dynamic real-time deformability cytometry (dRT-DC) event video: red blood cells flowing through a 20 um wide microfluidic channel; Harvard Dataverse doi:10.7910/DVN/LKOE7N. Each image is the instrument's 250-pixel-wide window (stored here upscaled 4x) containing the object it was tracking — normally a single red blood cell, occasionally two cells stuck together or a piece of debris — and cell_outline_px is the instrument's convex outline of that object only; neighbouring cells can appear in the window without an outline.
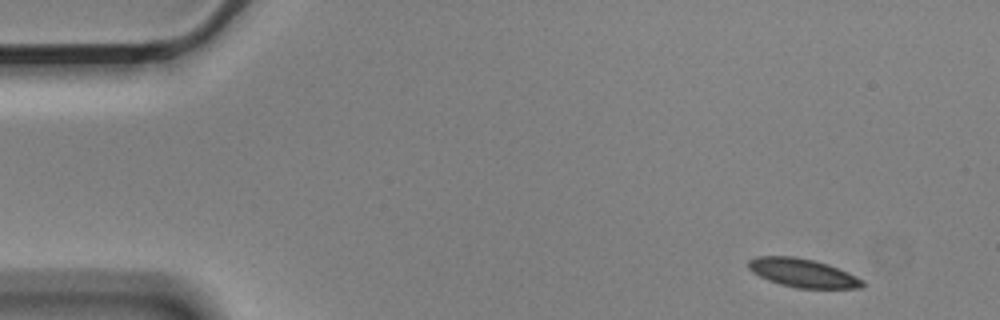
{"species": "Egyptian fruit bat (a non-hibernating species)", "species_latin": "Rousettus aegyptiacus", "temperature_condition": "cold", "stored_images_in_passage": 5, "segment_of_instrument_passage": [1, 2], "camera_frame_rate_fps": 3000, "um_per_image_px": 0.085, "animal": {"sex": "male"}, "frame": {"image": 1, "passage_image": 1, "time_ms": 0.0, "image_size_px": [1000, 320], "cell_outline_px": [[864, 284], [860, 288], [796, 288], [780, 284], [768, 280], [752, 272], [748, 268], [748, 260], [756, 256], [792, 256], [812, 260], [828, 264], [856, 276], [864, 280]], "centroid_in_image_um": [68.21, 23.2], "position_along_channel_um": 16.8, "area_um2": 18.9}}
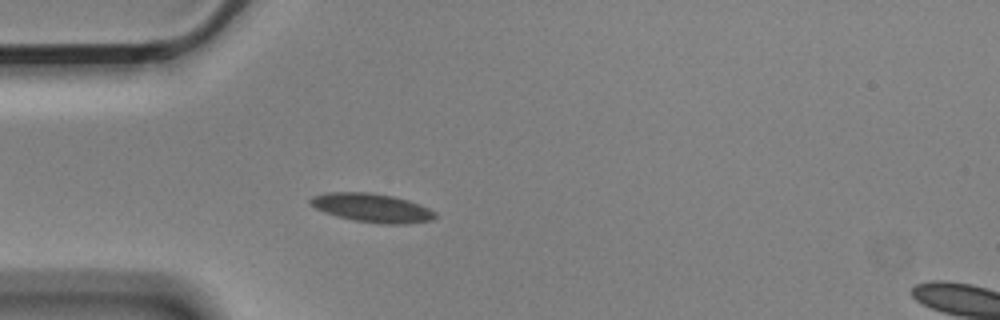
{"frame": {"image": 2, "passage_image": 4, "time_ms": 1.0, "image_size_px": [1000, 320], "cell_outline_px": [[436, 216], [432, 220], [404, 224], [380, 224], [352, 220], [336, 216], [324, 212], [308, 204], [308, 200], [312, 196], [328, 192], [368, 192], [392, 196], [408, 200], [420, 204], [436, 212]], "centroid_in_image_um": [31.59, 17.67], "position_along_channel_um": 53.4, "area_um2": 21.04}}